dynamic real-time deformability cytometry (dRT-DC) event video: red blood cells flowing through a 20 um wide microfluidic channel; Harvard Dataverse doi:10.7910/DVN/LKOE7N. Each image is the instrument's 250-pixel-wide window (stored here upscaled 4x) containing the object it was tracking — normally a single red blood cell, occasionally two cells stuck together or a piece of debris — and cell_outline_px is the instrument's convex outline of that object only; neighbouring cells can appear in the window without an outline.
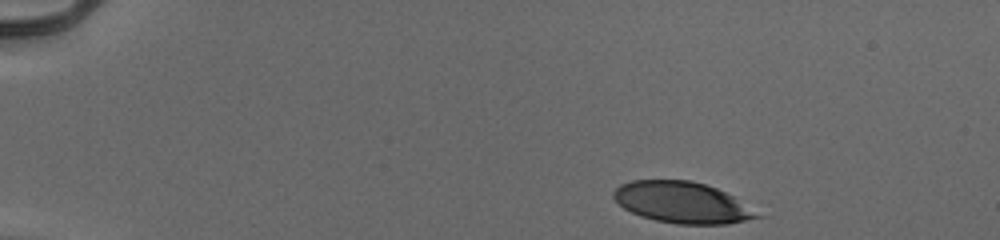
{"species": "human", "species_latin": "Homo sapiens", "temperature_condition": "cold", "stored_images_in_passage": 39, "camera_frame_rate_fps": 3000, "um_per_image_px": 0.085, "donor": {"sex": "male"}, "frame": {"image": 1, "passage_image": 1, "time_ms": 0.0, "image_size_px": [1000, 240], "cell_outline_px": [[764, 216], [728, 224], [676, 224], [656, 220], [640, 216], [624, 208], [612, 196], [612, 192], [620, 184], [632, 180], [692, 180], [716, 188], [732, 196]], "centroid_in_image_um": [57.96, 17.21], "position_along_channel_um": 27.0, "area_um2": 34.28}}
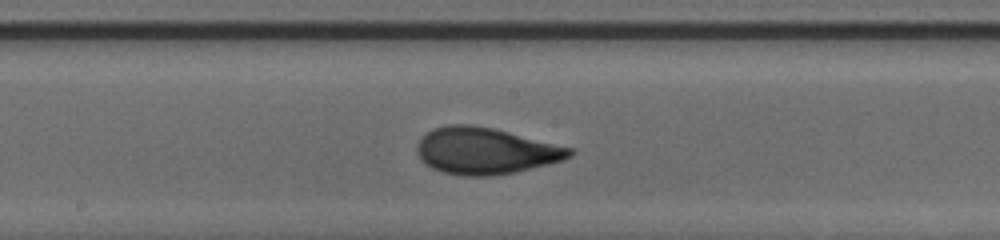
{"frame": {"image": 2, "passage_image": 23, "time_ms": 7.333, "image_size_px": [1000, 240], "cell_outline_px": [[576, 152], [572, 156], [564, 160], [516, 172], [492, 176], [464, 176], [444, 172], [432, 168], [424, 164], [420, 160], [416, 152], [416, 144], [432, 128], [448, 124], [472, 124], [492, 128], [572, 148]], "centroid_in_image_um": [41.24, 12.83], "position_along_channel_um": 207.0, "area_um2": 41.5}}
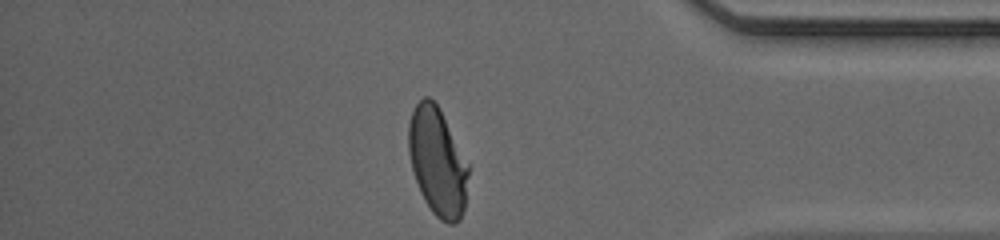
{"frame": {"image": 3, "passage_image": 39, "time_ms": 12.667, "image_size_px": [1000, 240], "cell_outline_px": [[468, 176], [464, 208], [460, 220], [456, 224], [448, 224], [440, 220], [432, 212], [424, 200], [420, 192], [412, 168], [408, 152], [408, 124], [412, 112], [416, 104], [424, 96], [428, 96], [440, 108], [468, 164]], "centroid_in_image_um": [37.17, 13.76], "position_along_channel_um": 398.0, "area_um2": 37.57}, "authors_computed_cell_mechanics": {"area_um2": 39.4196, "velocity_mm_per_s": 3.9493, "shape_relaxation_time_tau1_ms": 3.8414, "shape_relaxation_time_tau2_ms": null, "deformation_change_tau1": 0.1845, "deformation_change_tau2": null}}